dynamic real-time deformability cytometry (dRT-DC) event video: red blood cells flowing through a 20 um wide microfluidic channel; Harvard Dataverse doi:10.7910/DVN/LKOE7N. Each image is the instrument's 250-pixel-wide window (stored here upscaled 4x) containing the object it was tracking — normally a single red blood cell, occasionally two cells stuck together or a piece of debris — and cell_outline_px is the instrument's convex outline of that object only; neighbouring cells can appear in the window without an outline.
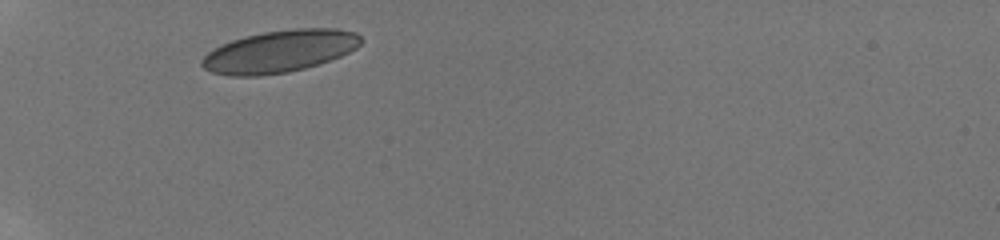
{"species": "human", "species_latin": "Homo sapiens", "temperature_condition": "room temperature", "stored_images_in_passage": 7, "camera_frame_rate_fps": 3000, "um_per_image_px": 0.085, "donor": {"sex": "male"}, "frame": {"image": 1, "passage_image": 1, "time_ms": 0.0, "image_size_px": [1000, 240], "cell_outline_px": [[364, 40], [356, 48], [340, 56], [304, 68], [288, 72], [260, 76], [228, 76], [212, 72], [204, 68], [200, 64], [200, 60], [208, 52], [232, 40], [244, 36], [264, 32], [296, 28], [336, 28], [356, 32]], "centroid_in_image_um": [23.77, 4.36], "position_along_channel_um": 61.2, "area_um2": 38.96}}
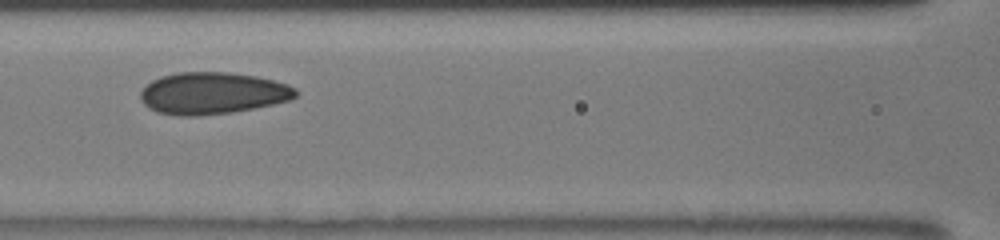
{"frame": {"image": 2, "passage_image": 4, "time_ms": 2.667, "image_size_px": [1000, 240], "cell_outline_px": [[296, 96], [288, 100], [272, 104], [232, 112], [196, 116], [180, 116], [156, 112], [148, 108], [140, 100], [140, 92], [152, 80], [160, 76], [176, 72], [228, 72], [256, 76], [288, 84], [296, 88]], "centroid_in_image_um": [18.02, 7.92], "position_along_channel_um": 148.6, "area_um2": 37.86}}
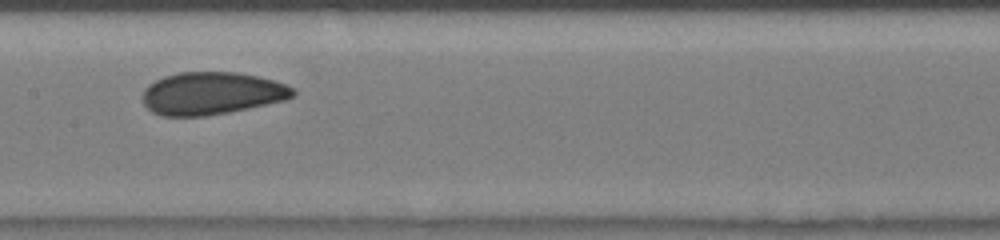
{"frame": {"image": 3, "passage_image": 5, "time_ms": 3.667, "image_size_px": [1000, 240], "cell_outline_px": [[296, 96], [284, 100], [248, 108], [228, 112], [204, 116], [160, 116], [152, 112], [144, 104], [144, 88], [148, 84], [164, 76], [180, 72], [236, 72], [260, 76], [296, 88]], "centroid_in_image_um": [18.01, 7.93], "position_along_channel_um": 189.4, "area_um2": 37.34}}